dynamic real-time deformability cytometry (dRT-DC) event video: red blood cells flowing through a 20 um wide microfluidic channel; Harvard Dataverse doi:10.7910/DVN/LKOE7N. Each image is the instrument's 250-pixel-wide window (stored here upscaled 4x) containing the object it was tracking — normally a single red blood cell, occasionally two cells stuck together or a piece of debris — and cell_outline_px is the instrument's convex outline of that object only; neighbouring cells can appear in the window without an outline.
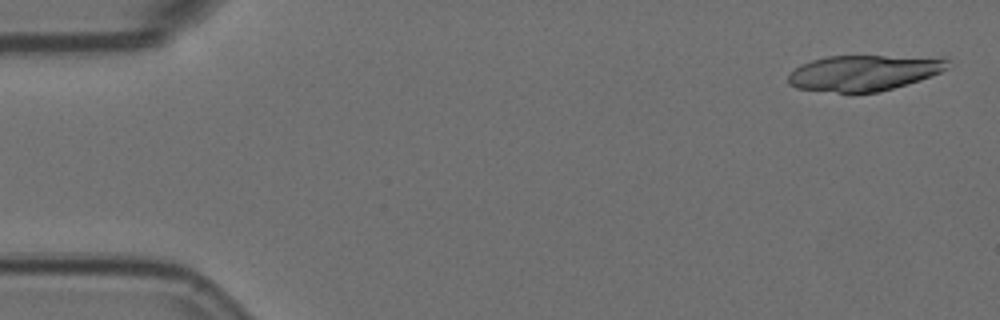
{"species": "Egyptian fruit bat (a non-hibernating species)", "species_latin": "Rousettus aegyptiacus", "temperature_condition": "room temperature", "stored_images_in_passage": 4, "camera_frame_rate_fps": 3000, "um_per_image_px": 0.085, "animal": {"sex": "female"}, "frame": {"image": 1, "passage_image": 1, "time_ms": 0.0, "image_size_px": [1000, 320], "cell_outline_px": [[948, 68], [940, 72], [920, 80], [908, 84], [876, 92], [852, 96], [796, 88], [788, 84], [788, 72], [800, 64], [812, 60], [828, 56], [948, 56]], "centroid_in_image_um": [73.41, 6.21], "position_along_channel_um": 11.6, "area_um2": 34.45}}